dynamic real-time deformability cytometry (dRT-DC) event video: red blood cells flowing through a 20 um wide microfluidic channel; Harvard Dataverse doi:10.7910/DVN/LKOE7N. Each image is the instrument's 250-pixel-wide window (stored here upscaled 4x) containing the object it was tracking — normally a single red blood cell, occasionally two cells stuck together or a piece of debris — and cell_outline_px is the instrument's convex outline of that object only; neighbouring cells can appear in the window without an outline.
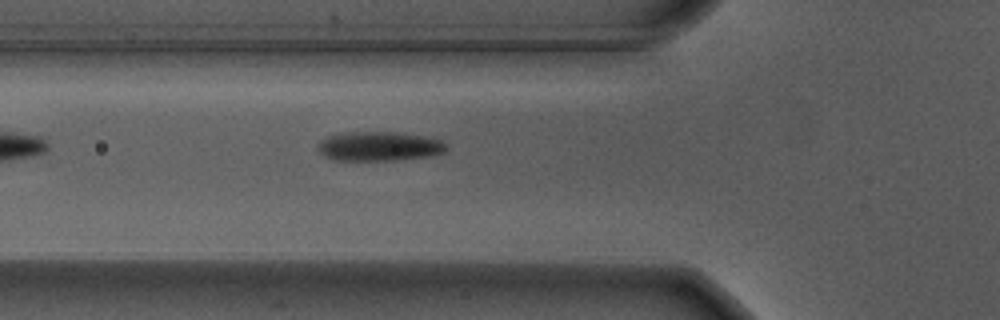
{"species": "Egyptian fruit bat (a non-hibernating species)", "species_latin": "Rousettus aegyptiacus", "temperature_condition": "warm", "stored_images_in_passage": 22, "camera_frame_rate_fps": 3000, "um_per_image_px": 0.085, "animal": {"sex": "male"}, "frame": {"image": 1, "passage_image": 4, "time_ms": 1.0, "image_size_px": [1000, 320], "cell_outline_px": [[448, 148], [444, 152], [432, 156], [396, 160], [332, 160], [324, 156], [316, 148], [316, 144], [320, 140], [336, 132], [396, 132], [424, 136], [440, 140], [448, 144]], "centroid_in_image_um": [32.2, 12.43], "position_along_channel_um": 93.6, "area_um2": 22.37}}
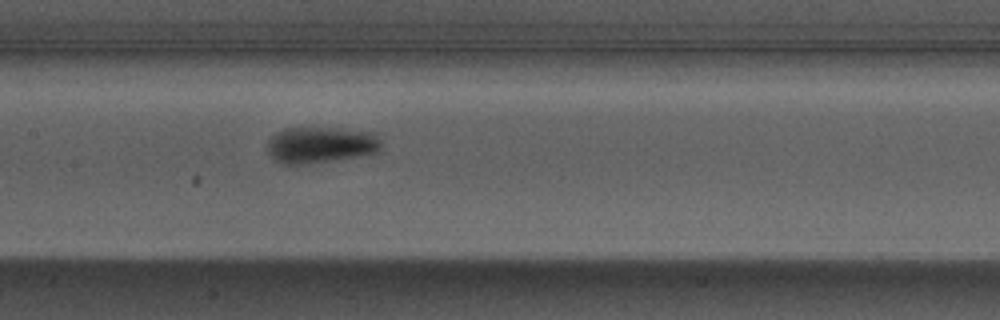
{"frame": {"image": 2, "passage_image": 11, "time_ms": 3.333, "image_size_px": [1000, 320], "cell_outline_px": [[380, 148], [376, 152], [356, 156], [308, 164], [280, 164], [268, 152], [268, 140], [276, 132], [284, 128], [332, 128], [376, 132], [380, 144]], "centroid_in_image_um": [27.22, 12.31], "position_along_channel_um": 180.2, "area_um2": 23.87}}
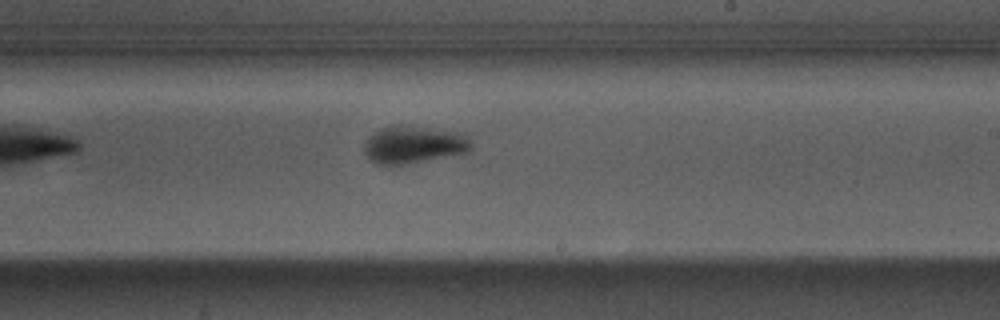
{"frame": {"image": 3, "passage_image": 17, "time_ms": 5.333, "image_size_px": [1000, 320], "cell_outline_px": [[472, 148], [468, 152], [388, 168], [376, 164], [364, 152], [364, 140], [372, 132], [380, 128], [392, 124], [408, 124], [468, 132], [472, 144]], "centroid_in_image_um": [35.18, 12.27], "position_along_channel_um": 253.8, "area_um2": 24.8}}